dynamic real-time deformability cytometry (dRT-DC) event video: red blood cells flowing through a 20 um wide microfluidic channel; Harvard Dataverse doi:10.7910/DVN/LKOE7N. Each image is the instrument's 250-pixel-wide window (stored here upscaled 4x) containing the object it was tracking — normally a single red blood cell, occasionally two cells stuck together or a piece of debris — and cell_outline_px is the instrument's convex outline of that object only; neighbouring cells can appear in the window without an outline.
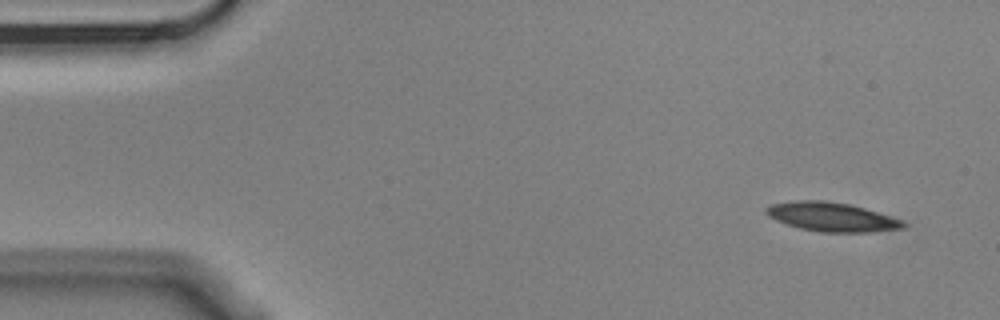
{"species": "Egyptian fruit bat (a non-hibernating species)", "species_latin": "Rousettus aegyptiacus", "temperature_condition": "cold", "stored_images_in_passage": 5, "segment_of_instrument_passage": [2, 2], "camera_frame_rate_fps": 3000, "um_per_image_px": 0.085, "animal": {"sex": "male"}, "frame": {"image": 1, "passage_image": 5, "time_ms": 1.333, "image_size_px": [1000, 320], "cell_outline_px": [[908, 224], [904, 228], [868, 232], [820, 232], [800, 228], [776, 220], [768, 216], [764, 212], [764, 208], [772, 204], [796, 200], [824, 200], [848, 204], [864, 208], [904, 220]], "centroid_in_image_um": [70.7, 18.43], "position_along_channel_um": 14.3, "area_um2": 23.18}}